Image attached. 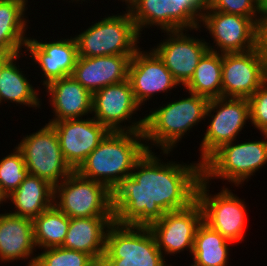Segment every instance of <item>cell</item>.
<instances>
[{
	"label": "cell",
	"instance_id": "6da1fadb",
	"mask_svg": "<svg viewBox=\"0 0 267 266\" xmlns=\"http://www.w3.org/2000/svg\"><path fill=\"white\" fill-rule=\"evenodd\" d=\"M154 154L147 150L131 175L110 190L117 224L149 227L164 213L184 209L196 200L202 164L161 163Z\"/></svg>",
	"mask_w": 267,
	"mask_h": 266
},
{
	"label": "cell",
	"instance_id": "7a4b0ae2",
	"mask_svg": "<svg viewBox=\"0 0 267 266\" xmlns=\"http://www.w3.org/2000/svg\"><path fill=\"white\" fill-rule=\"evenodd\" d=\"M141 140H145L143 131H110L75 171L111 190L130 176L135 163L150 151Z\"/></svg>",
	"mask_w": 267,
	"mask_h": 266
},
{
	"label": "cell",
	"instance_id": "3957f363",
	"mask_svg": "<svg viewBox=\"0 0 267 266\" xmlns=\"http://www.w3.org/2000/svg\"><path fill=\"white\" fill-rule=\"evenodd\" d=\"M190 96L179 101L169 102L145 116L144 139L153 142L168 154L176 143L193 126L206 118L207 97L189 93Z\"/></svg>",
	"mask_w": 267,
	"mask_h": 266
},
{
	"label": "cell",
	"instance_id": "277c9868",
	"mask_svg": "<svg viewBox=\"0 0 267 266\" xmlns=\"http://www.w3.org/2000/svg\"><path fill=\"white\" fill-rule=\"evenodd\" d=\"M148 226L120 225L106 233L102 266H168Z\"/></svg>",
	"mask_w": 267,
	"mask_h": 266
},
{
	"label": "cell",
	"instance_id": "5b68a950",
	"mask_svg": "<svg viewBox=\"0 0 267 266\" xmlns=\"http://www.w3.org/2000/svg\"><path fill=\"white\" fill-rule=\"evenodd\" d=\"M126 12L105 17L76 35L78 56L134 55L140 34L130 11Z\"/></svg>",
	"mask_w": 267,
	"mask_h": 266
},
{
	"label": "cell",
	"instance_id": "8992f818",
	"mask_svg": "<svg viewBox=\"0 0 267 266\" xmlns=\"http://www.w3.org/2000/svg\"><path fill=\"white\" fill-rule=\"evenodd\" d=\"M267 163V140L225 143L202 163V178H222L240 185ZM213 177V178H212ZM242 182V183H241Z\"/></svg>",
	"mask_w": 267,
	"mask_h": 266
},
{
	"label": "cell",
	"instance_id": "52a82bcc",
	"mask_svg": "<svg viewBox=\"0 0 267 266\" xmlns=\"http://www.w3.org/2000/svg\"><path fill=\"white\" fill-rule=\"evenodd\" d=\"M53 198V204L69 218L113 216L110 190L76 171L54 186Z\"/></svg>",
	"mask_w": 267,
	"mask_h": 266
},
{
	"label": "cell",
	"instance_id": "ba28073f",
	"mask_svg": "<svg viewBox=\"0 0 267 266\" xmlns=\"http://www.w3.org/2000/svg\"><path fill=\"white\" fill-rule=\"evenodd\" d=\"M17 148L23 155L29 174L43 178L53 186L74 171L66 162L58 135L49 123L38 132L25 136Z\"/></svg>",
	"mask_w": 267,
	"mask_h": 266
},
{
	"label": "cell",
	"instance_id": "9c48e42d",
	"mask_svg": "<svg viewBox=\"0 0 267 266\" xmlns=\"http://www.w3.org/2000/svg\"><path fill=\"white\" fill-rule=\"evenodd\" d=\"M208 184L205 179L201 178L196 190V200L202 207L203 221L227 240L233 243L242 241L247 220L243 200L230 192L228 188L211 196L207 190Z\"/></svg>",
	"mask_w": 267,
	"mask_h": 266
},
{
	"label": "cell",
	"instance_id": "30bf717a",
	"mask_svg": "<svg viewBox=\"0 0 267 266\" xmlns=\"http://www.w3.org/2000/svg\"><path fill=\"white\" fill-rule=\"evenodd\" d=\"M212 111L216 114L213 115ZM205 116L212 117V121L200 144L201 164L221 145L236 140L246 121L250 120L249 101L227 97L209 99Z\"/></svg>",
	"mask_w": 267,
	"mask_h": 266
},
{
	"label": "cell",
	"instance_id": "8fae6325",
	"mask_svg": "<svg viewBox=\"0 0 267 266\" xmlns=\"http://www.w3.org/2000/svg\"><path fill=\"white\" fill-rule=\"evenodd\" d=\"M267 80V62L259 47L222 54V97L249 99Z\"/></svg>",
	"mask_w": 267,
	"mask_h": 266
},
{
	"label": "cell",
	"instance_id": "7c38bea8",
	"mask_svg": "<svg viewBox=\"0 0 267 266\" xmlns=\"http://www.w3.org/2000/svg\"><path fill=\"white\" fill-rule=\"evenodd\" d=\"M139 106L128 79L92 93L93 118L109 131H144L145 117L127 127L120 124L129 121Z\"/></svg>",
	"mask_w": 267,
	"mask_h": 266
},
{
	"label": "cell",
	"instance_id": "4fadbf2b",
	"mask_svg": "<svg viewBox=\"0 0 267 266\" xmlns=\"http://www.w3.org/2000/svg\"><path fill=\"white\" fill-rule=\"evenodd\" d=\"M202 221V207L195 200L184 209L164 213L161 219L153 222L149 228L162 254L163 251L167 255L177 254L184 249L190 250L192 254L195 235Z\"/></svg>",
	"mask_w": 267,
	"mask_h": 266
},
{
	"label": "cell",
	"instance_id": "5bb4252c",
	"mask_svg": "<svg viewBox=\"0 0 267 266\" xmlns=\"http://www.w3.org/2000/svg\"><path fill=\"white\" fill-rule=\"evenodd\" d=\"M201 22L219 47L218 53L246 52L258 46V25L249 17L203 10Z\"/></svg>",
	"mask_w": 267,
	"mask_h": 266
},
{
	"label": "cell",
	"instance_id": "9a60e30c",
	"mask_svg": "<svg viewBox=\"0 0 267 266\" xmlns=\"http://www.w3.org/2000/svg\"><path fill=\"white\" fill-rule=\"evenodd\" d=\"M51 124L59 139L62 154L75 171L110 132L95 118L66 119Z\"/></svg>",
	"mask_w": 267,
	"mask_h": 266
},
{
	"label": "cell",
	"instance_id": "2e32d148",
	"mask_svg": "<svg viewBox=\"0 0 267 266\" xmlns=\"http://www.w3.org/2000/svg\"><path fill=\"white\" fill-rule=\"evenodd\" d=\"M183 31H165L169 38L152 50L162 60L175 81L185 86L193 76L200 59L209 50V43L187 36Z\"/></svg>",
	"mask_w": 267,
	"mask_h": 266
},
{
	"label": "cell",
	"instance_id": "e0dca14e",
	"mask_svg": "<svg viewBox=\"0 0 267 266\" xmlns=\"http://www.w3.org/2000/svg\"><path fill=\"white\" fill-rule=\"evenodd\" d=\"M144 53L140 49L136 51L131 57L128 70V80L140 106L154 93L170 91L179 85L152 49Z\"/></svg>",
	"mask_w": 267,
	"mask_h": 266
},
{
	"label": "cell",
	"instance_id": "ac0fdd59",
	"mask_svg": "<svg viewBox=\"0 0 267 266\" xmlns=\"http://www.w3.org/2000/svg\"><path fill=\"white\" fill-rule=\"evenodd\" d=\"M133 55L78 56L71 76L91 93L128 79Z\"/></svg>",
	"mask_w": 267,
	"mask_h": 266
},
{
	"label": "cell",
	"instance_id": "d6986e66",
	"mask_svg": "<svg viewBox=\"0 0 267 266\" xmlns=\"http://www.w3.org/2000/svg\"><path fill=\"white\" fill-rule=\"evenodd\" d=\"M25 49L30 52V57L42 69L47 86L54 80L71 76L78 58L77 43L75 38L43 43L36 39H28Z\"/></svg>",
	"mask_w": 267,
	"mask_h": 266
},
{
	"label": "cell",
	"instance_id": "ffe728a7",
	"mask_svg": "<svg viewBox=\"0 0 267 266\" xmlns=\"http://www.w3.org/2000/svg\"><path fill=\"white\" fill-rule=\"evenodd\" d=\"M113 222V216L70 218L62 247L89 254L99 264L105 252L107 229Z\"/></svg>",
	"mask_w": 267,
	"mask_h": 266
},
{
	"label": "cell",
	"instance_id": "44dd1931",
	"mask_svg": "<svg viewBox=\"0 0 267 266\" xmlns=\"http://www.w3.org/2000/svg\"><path fill=\"white\" fill-rule=\"evenodd\" d=\"M46 89L55 114L49 123L92 114V93L72 76L54 80Z\"/></svg>",
	"mask_w": 267,
	"mask_h": 266
},
{
	"label": "cell",
	"instance_id": "7402d4cb",
	"mask_svg": "<svg viewBox=\"0 0 267 266\" xmlns=\"http://www.w3.org/2000/svg\"><path fill=\"white\" fill-rule=\"evenodd\" d=\"M33 220L6 213L0 214V260L10 262L30 258L35 249Z\"/></svg>",
	"mask_w": 267,
	"mask_h": 266
},
{
	"label": "cell",
	"instance_id": "603a6c76",
	"mask_svg": "<svg viewBox=\"0 0 267 266\" xmlns=\"http://www.w3.org/2000/svg\"><path fill=\"white\" fill-rule=\"evenodd\" d=\"M53 197V185L43 178L29 174L5 200H11L16 208L10 214L33 220L53 205Z\"/></svg>",
	"mask_w": 267,
	"mask_h": 266
},
{
	"label": "cell",
	"instance_id": "cb8c5ba5",
	"mask_svg": "<svg viewBox=\"0 0 267 266\" xmlns=\"http://www.w3.org/2000/svg\"><path fill=\"white\" fill-rule=\"evenodd\" d=\"M27 0H0V53L21 54V47L29 38L25 37L27 20L24 19Z\"/></svg>",
	"mask_w": 267,
	"mask_h": 266
},
{
	"label": "cell",
	"instance_id": "d4e9b609",
	"mask_svg": "<svg viewBox=\"0 0 267 266\" xmlns=\"http://www.w3.org/2000/svg\"><path fill=\"white\" fill-rule=\"evenodd\" d=\"M202 56L190 81L184 86L189 93L208 99L222 97V53L212 46Z\"/></svg>",
	"mask_w": 267,
	"mask_h": 266
},
{
	"label": "cell",
	"instance_id": "484cf974",
	"mask_svg": "<svg viewBox=\"0 0 267 266\" xmlns=\"http://www.w3.org/2000/svg\"><path fill=\"white\" fill-rule=\"evenodd\" d=\"M233 242L224 238L204 221L199 225L193 248V266H227L229 248Z\"/></svg>",
	"mask_w": 267,
	"mask_h": 266
},
{
	"label": "cell",
	"instance_id": "4316f807",
	"mask_svg": "<svg viewBox=\"0 0 267 266\" xmlns=\"http://www.w3.org/2000/svg\"><path fill=\"white\" fill-rule=\"evenodd\" d=\"M16 55L3 69L0 77V103L2 100L16 102V104L28 105V107H38L40 99L38 92L33 88L21 69L16 66V60L20 58ZM15 61V62H14Z\"/></svg>",
	"mask_w": 267,
	"mask_h": 266
},
{
	"label": "cell",
	"instance_id": "83f0119b",
	"mask_svg": "<svg viewBox=\"0 0 267 266\" xmlns=\"http://www.w3.org/2000/svg\"><path fill=\"white\" fill-rule=\"evenodd\" d=\"M69 224L70 218L53 204L33 219L35 246L44 249L61 247Z\"/></svg>",
	"mask_w": 267,
	"mask_h": 266
},
{
	"label": "cell",
	"instance_id": "f1b7e54d",
	"mask_svg": "<svg viewBox=\"0 0 267 266\" xmlns=\"http://www.w3.org/2000/svg\"><path fill=\"white\" fill-rule=\"evenodd\" d=\"M139 32L145 26H160L164 31L174 30V11L171 0H136L128 9Z\"/></svg>",
	"mask_w": 267,
	"mask_h": 266
},
{
	"label": "cell",
	"instance_id": "f546056e",
	"mask_svg": "<svg viewBox=\"0 0 267 266\" xmlns=\"http://www.w3.org/2000/svg\"><path fill=\"white\" fill-rule=\"evenodd\" d=\"M28 266H97L98 263L84 252L61 247L45 249L38 256L32 257Z\"/></svg>",
	"mask_w": 267,
	"mask_h": 266
},
{
	"label": "cell",
	"instance_id": "4dcf8cb0",
	"mask_svg": "<svg viewBox=\"0 0 267 266\" xmlns=\"http://www.w3.org/2000/svg\"><path fill=\"white\" fill-rule=\"evenodd\" d=\"M13 151L0 160V194L4 198L16 190L29 175L21 151L17 147Z\"/></svg>",
	"mask_w": 267,
	"mask_h": 266
},
{
	"label": "cell",
	"instance_id": "1f68e13d",
	"mask_svg": "<svg viewBox=\"0 0 267 266\" xmlns=\"http://www.w3.org/2000/svg\"><path fill=\"white\" fill-rule=\"evenodd\" d=\"M171 2L174 11V30H198L205 5L200 0H171Z\"/></svg>",
	"mask_w": 267,
	"mask_h": 266
},
{
	"label": "cell",
	"instance_id": "d6a6232c",
	"mask_svg": "<svg viewBox=\"0 0 267 266\" xmlns=\"http://www.w3.org/2000/svg\"><path fill=\"white\" fill-rule=\"evenodd\" d=\"M204 10H214L226 14L249 17L257 25L260 22V18L257 15L260 14L258 0H210L205 5Z\"/></svg>",
	"mask_w": 267,
	"mask_h": 266
},
{
	"label": "cell",
	"instance_id": "836d02e7",
	"mask_svg": "<svg viewBox=\"0 0 267 266\" xmlns=\"http://www.w3.org/2000/svg\"><path fill=\"white\" fill-rule=\"evenodd\" d=\"M250 121L267 138V80L248 99Z\"/></svg>",
	"mask_w": 267,
	"mask_h": 266
},
{
	"label": "cell",
	"instance_id": "e575fe53",
	"mask_svg": "<svg viewBox=\"0 0 267 266\" xmlns=\"http://www.w3.org/2000/svg\"><path fill=\"white\" fill-rule=\"evenodd\" d=\"M258 47L267 62V18H260L258 25Z\"/></svg>",
	"mask_w": 267,
	"mask_h": 266
},
{
	"label": "cell",
	"instance_id": "d590c367",
	"mask_svg": "<svg viewBox=\"0 0 267 266\" xmlns=\"http://www.w3.org/2000/svg\"><path fill=\"white\" fill-rule=\"evenodd\" d=\"M16 55H12L9 53H0V77L2 69L15 57Z\"/></svg>",
	"mask_w": 267,
	"mask_h": 266
},
{
	"label": "cell",
	"instance_id": "8d00e7d4",
	"mask_svg": "<svg viewBox=\"0 0 267 266\" xmlns=\"http://www.w3.org/2000/svg\"><path fill=\"white\" fill-rule=\"evenodd\" d=\"M259 18H267V0H258Z\"/></svg>",
	"mask_w": 267,
	"mask_h": 266
},
{
	"label": "cell",
	"instance_id": "74e56055",
	"mask_svg": "<svg viewBox=\"0 0 267 266\" xmlns=\"http://www.w3.org/2000/svg\"><path fill=\"white\" fill-rule=\"evenodd\" d=\"M123 1H125L126 2V4L128 3V7H127V9H129L130 8V6L136 1V0H123Z\"/></svg>",
	"mask_w": 267,
	"mask_h": 266
},
{
	"label": "cell",
	"instance_id": "f35d334b",
	"mask_svg": "<svg viewBox=\"0 0 267 266\" xmlns=\"http://www.w3.org/2000/svg\"><path fill=\"white\" fill-rule=\"evenodd\" d=\"M3 201H6L5 198L0 194V205Z\"/></svg>",
	"mask_w": 267,
	"mask_h": 266
},
{
	"label": "cell",
	"instance_id": "ab89813d",
	"mask_svg": "<svg viewBox=\"0 0 267 266\" xmlns=\"http://www.w3.org/2000/svg\"><path fill=\"white\" fill-rule=\"evenodd\" d=\"M204 5H206L210 0H200Z\"/></svg>",
	"mask_w": 267,
	"mask_h": 266
}]
</instances>
